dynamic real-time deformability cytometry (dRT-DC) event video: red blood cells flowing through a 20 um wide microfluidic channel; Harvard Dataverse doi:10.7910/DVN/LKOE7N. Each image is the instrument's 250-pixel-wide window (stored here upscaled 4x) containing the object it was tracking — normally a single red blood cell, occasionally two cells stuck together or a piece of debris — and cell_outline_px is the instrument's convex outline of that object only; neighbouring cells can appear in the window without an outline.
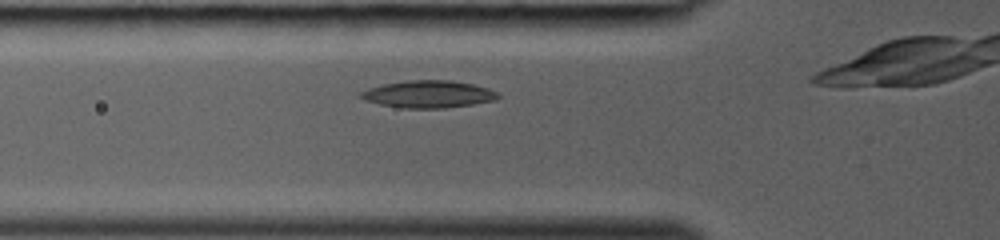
{"species": "common noctule bat (a hibernating species)", "species_latin": "Nyctalus noctula", "temperature_condition": "room temperature", "stored_images_in_passage": 23, "camera_frame_rate_fps": 3000, "um_per_image_px": 0.085, "animal": {"sex": "female", "body_mass_g": 19.0, "forearm_length_mm": 53.3}, "frame": {"image": 1, "passage_image": 4, "time_ms": 1.0, "image_size_px": [1000, 240], "cell_outline_px": [[500, 96], [496, 100], [472, 104], [444, 108], [404, 108], [380, 104], [364, 100], [360, 96], [360, 92], [368, 88], [384, 84], [408, 80], [452, 80], [472, 84], [488, 88], [496, 92]], "centroid_in_image_um": [36.41, 8.0], "position_along_channel_um": 89.4, "area_um2": 21.68}}
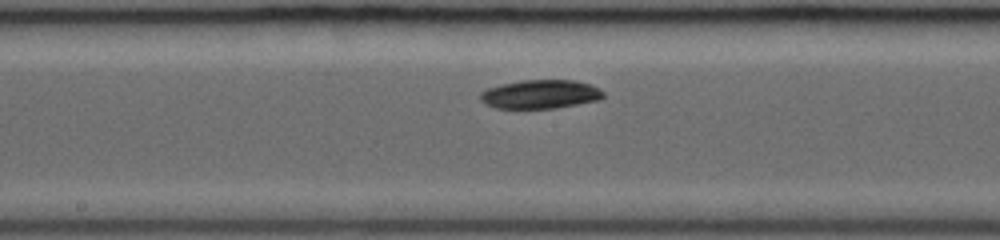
{"frame": {"image": 2, "passage_image": 11, "time_ms": 3.333, "image_size_px": [1000, 240], "cell_outline_px": [[604, 96], [600, 100], [556, 108], [496, 108], [480, 100], [480, 92], [488, 88], [500, 84], [524, 80], [572, 80], [588, 84], [600, 88], [604, 92]], "centroid_in_image_um": [45.95, 8.01], "position_along_channel_um": 202.3, "area_um2": 20.58}}
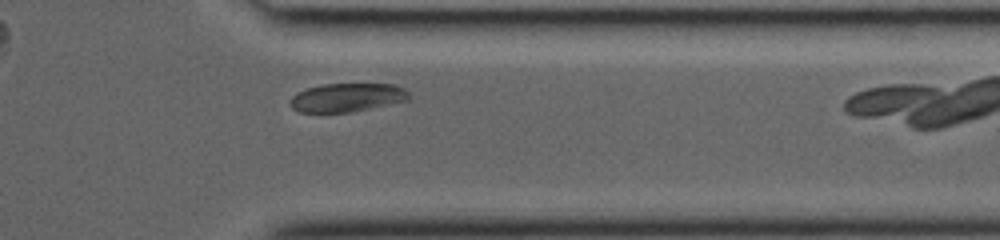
{"frame": {"image": 3, "passage_image": 22, "time_ms": 7.0, "image_size_px": [1000, 240], "cell_outline_px": [[412, 96], [408, 100], [352, 112], [300, 112], [292, 108], [292, 96], [296, 92], [320, 84], [396, 84], [404, 88]], "centroid_in_image_um": [29.54, 8.28], "position_along_channel_um": 381.9, "area_um2": 19.77}}